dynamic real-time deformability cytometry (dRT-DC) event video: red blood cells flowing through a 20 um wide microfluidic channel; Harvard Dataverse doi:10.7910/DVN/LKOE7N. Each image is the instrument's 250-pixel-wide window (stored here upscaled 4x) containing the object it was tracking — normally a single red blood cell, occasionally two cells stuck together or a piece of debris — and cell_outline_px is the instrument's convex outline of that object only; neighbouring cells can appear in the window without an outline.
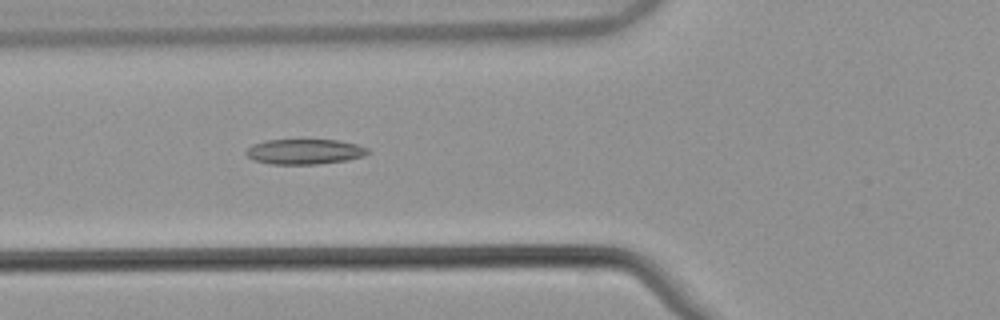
{"species": "common noctule bat (a hibernating species)", "species_latin": "Nyctalus noctula", "temperature_condition": "warm", "stored_images_in_passage": 50, "camera_frame_rate_fps": 3000, "um_per_image_px": 0.085, "animal": {"sex": "male", "body_mass_g": 21.5, "forearm_length_mm": 52.0}, "frame": {"image": 1, "passage_image": 20, "time_ms": 6.333, "image_size_px": [1000, 320], "cell_outline_px": [[368, 152], [360, 156], [348, 160], [316, 164], [272, 164], [252, 160], [244, 152], [252, 144], [264, 140], [336, 140], [356, 144], [368, 148]], "centroid_in_image_um": [25.82, 12.89], "position_along_channel_um": 100.0, "area_um2": 17.74}}
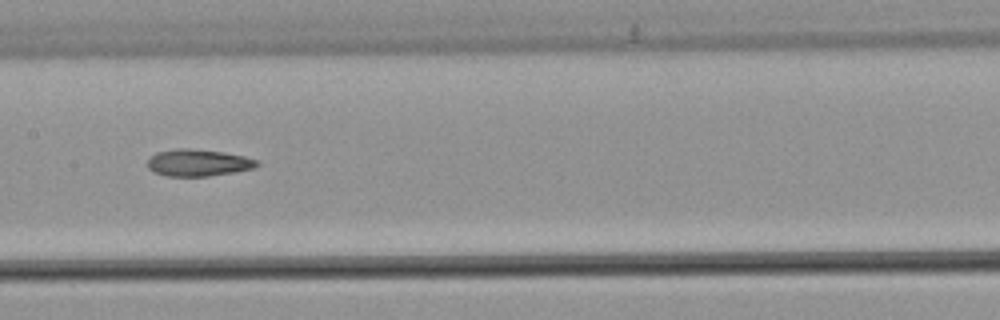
{"frame": {"image": 2, "passage_image": 27, "time_ms": 8.667, "image_size_px": [1000, 320], "cell_outline_px": [[260, 164], [252, 168], [232, 172], [208, 176], [168, 176], [152, 172], [148, 168], [148, 156], [156, 152], [176, 148], [192, 148], [224, 152], [244, 156], [256, 160]], "centroid_in_image_um": [16.78, 13.82], "position_along_channel_um": 190.6, "area_um2": 17.22}}
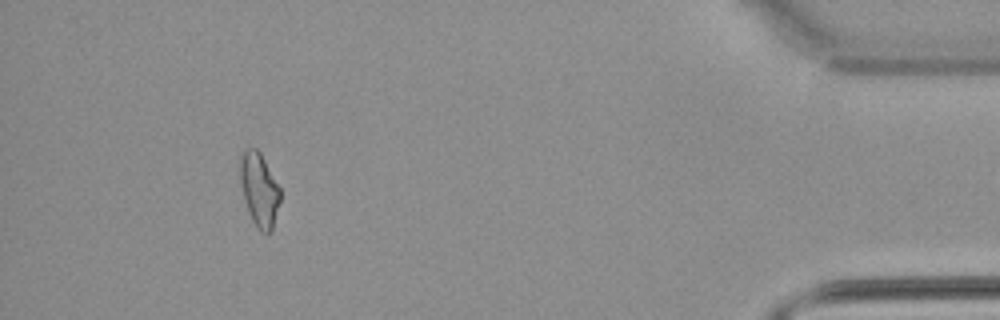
{"frame": {"image": 3, "passage_image": 49, "time_ms": 16.0, "image_size_px": [1000, 320], "cell_outline_px": [[280, 200], [272, 232], [260, 232], [256, 228], [248, 212], [244, 200], [240, 180], [240, 160], [244, 148], [256, 148], [260, 152], [280, 188]], "centroid_in_image_um": [22.03, 16.14], "position_along_channel_um": 413.2, "area_um2": 17.22}}